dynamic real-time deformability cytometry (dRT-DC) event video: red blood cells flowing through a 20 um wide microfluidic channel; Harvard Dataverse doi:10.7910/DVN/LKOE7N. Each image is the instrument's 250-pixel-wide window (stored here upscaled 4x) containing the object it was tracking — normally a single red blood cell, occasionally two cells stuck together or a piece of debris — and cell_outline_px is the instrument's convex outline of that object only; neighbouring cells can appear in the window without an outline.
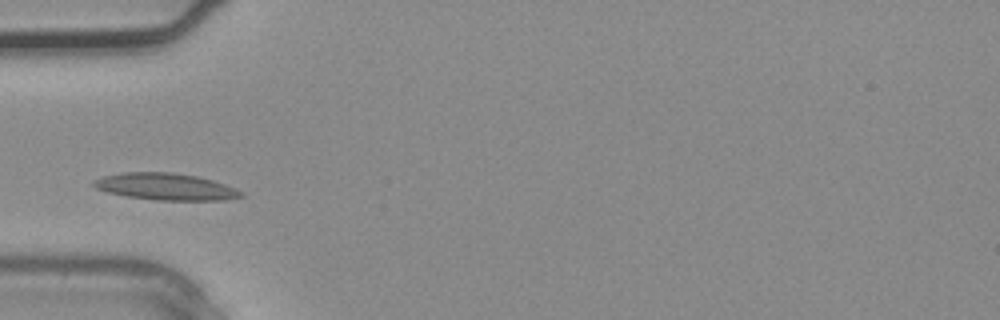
{"species": "common noctule bat (a hibernating species)", "species_latin": "Nyctalus noctula", "temperature_condition": "warm", "stored_images_in_passage": 3, "camera_frame_rate_fps": 3000, "um_per_image_px": 0.085, "animal": {"sex": "male", "body_mass_g": 20.4}, "frame": {"image": 1, "passage_image": 3, "time_ms": 0.667, "image_size_px": [1000, 320], "cell_outline_px": [[244, 196], [224, 200], [156, 200], [128, 196], [108, 192], [96, 188], [92, 184], [96, 180], [104, 176], [124, 172], [172, 172], [196, 176], [212, 180], [236, 188], [244, 192]], "centroid_in_image_um": [14.13, 15.86], "position_along_channel_um": 70.9, "area_um2": 22.83}}